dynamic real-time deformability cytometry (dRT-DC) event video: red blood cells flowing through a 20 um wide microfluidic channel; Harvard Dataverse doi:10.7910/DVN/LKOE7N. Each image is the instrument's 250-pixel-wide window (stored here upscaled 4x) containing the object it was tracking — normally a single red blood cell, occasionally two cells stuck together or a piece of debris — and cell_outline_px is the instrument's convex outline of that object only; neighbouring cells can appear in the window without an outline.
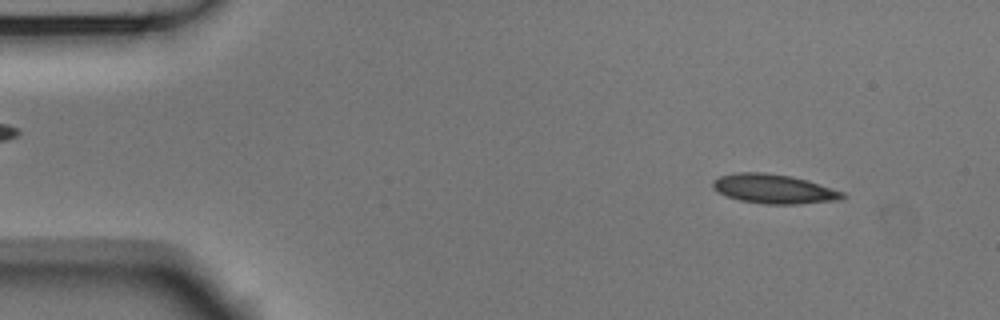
{"species": "Egyptian fruit bat (a non-hibernating species)", "species_latin": "Rousettus aegyptiacus", "temperature_condition": "room temperature", "stored_images_in_passage": 52, "camera_frame_rate_fps": 3000, "um_per_image_px": 0.085, "animal": {"sex": "male"}, "frame": {"image": 1, "passage_image": 5, "time_ms": 1.333, "image_size_px": [1000, 320], "cell_outline_px": [[848, 196], [840, 200], [796, 204], [764, 204], [740, 200], [728, 196], [720, 192], [712, 184], [712, 180], [720, 176], [740, 172], [764, 172], [792, 176], [808, 180], [844, 192]], "centroid_in_image_um": [65.84, 16.05], "position_along_channel_um": 19.2, "area_um2": 22.08}}
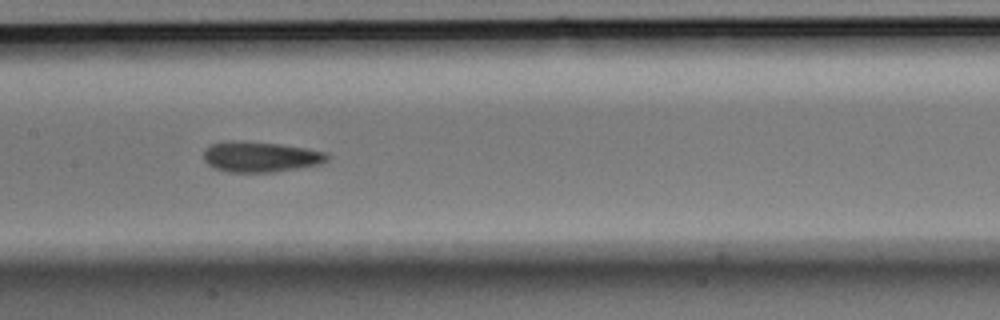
{"frame": {"image": 2, "passage_image": 25, "time_ms": 8.0, "image_size_px": [1000, 320], "cell_outline_px": [[328, 160], [320, 164], [272, 172], [228, 172], [216, 168], [208, 164], [204, 160], [204, 148], [208, 144], [228, 140], [244, 140], [280, 144], [308, 148], [324, 152], [328, 156]], "centroid_in_image_um": [22.09, 13.3], "position_along_channel_um": 185.3, "area_um2": 22.14}}
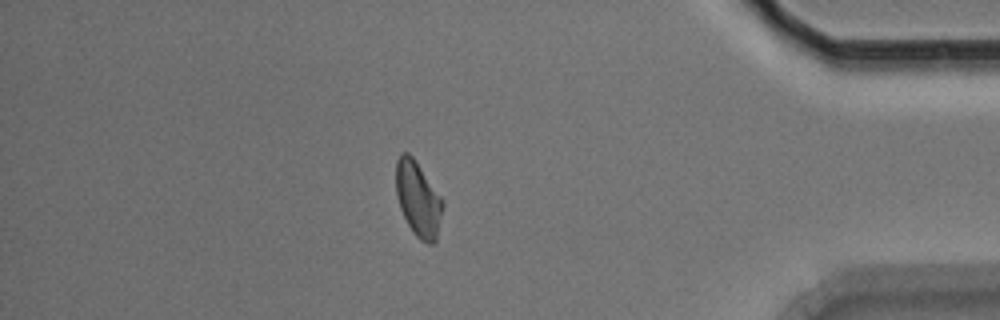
{"frame": {"image": 3, "passage_image": 45, "time_ms": 14.667, "image_size_px": [1000, 320], "cell_outline_px": [[444, 204], [436, 240], [432, 244], [428, 244], [420, 240], [412, 232], [400, 208], [396, 196], [396, 160], [400, 152], [408, 152], [412, 156], [444, 200]], "centroid_in_image_um": [35.53, 16.91], "position_along_channel_um": 399.7, "area_um2": 20.52}, "authors_computed_cell_mechanics": {"area_um2": 21.2993, "velocity_mm_per_s": 3.7685, "shape_relaxation_time_tau1_ms": null, "shape_relaxation_time_tau2_ms": 5.4969, "deformation_change_tau1": null, "deformation_change_tau2": 0.0931}}